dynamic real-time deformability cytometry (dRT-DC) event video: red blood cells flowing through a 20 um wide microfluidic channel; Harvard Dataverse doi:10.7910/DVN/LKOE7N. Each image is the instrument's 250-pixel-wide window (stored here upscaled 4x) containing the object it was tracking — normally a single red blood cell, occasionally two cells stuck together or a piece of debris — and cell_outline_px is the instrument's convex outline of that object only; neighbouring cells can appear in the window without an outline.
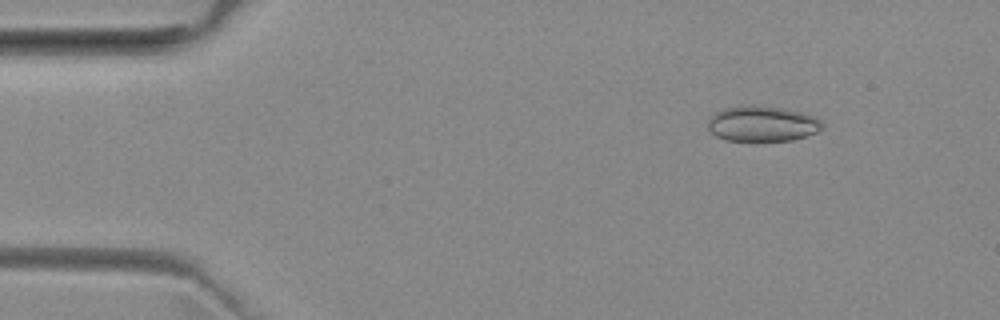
{"species": "common noctule bat (a hibernating species)", "species_latin": "Nyctalus noctula", "temperature_condition": "room temperature", "stored_images_in_passage": 52, "camera_frame_rate_fps": 3000, "um_per_image_px": 0.085, "animal": {"sex": "female", "body_mass_g": 29.2, "forearm_length_mm": 56.3}, "frame": {"image": 1, "passage_image": 6, "time_ms": 1.667, "image_size_px": [1000, 320], "cell_outline_px": [[824, 124], [816, 132], [808, 136], [792, 140], [756, 144], [752, 144], [724, 140], [716, 136], [708, 128], [708, 120], [716, 112], [724, 108], [744, 104], [768, 104], [816, 116]], "centroid_in_image_um": [64.78, 10.54], "position_along_channel_um": 20.2, "area_um2": 25.03}}
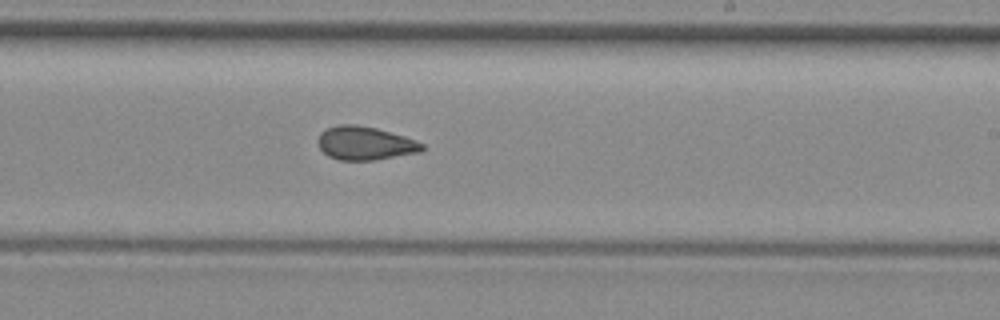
{"frame": {"image": 2, "passage_image": 31, "time_ms": 10.0, "image_size_px": [1000, 320], "cell_outline_px": [[424, 148], [420, 152], [376, 160], [340, 160], [328, 156], [320, 148], [316, 140], [320, 132], [328, 128], [340, 124], [356, 124], [376, 128], [404, 136], [416, 140], [424, 144]], "centroid_in_image_um": [31.02, 12.17], "position_along_channel_um": 258.0, "area_um2": 20.4}}
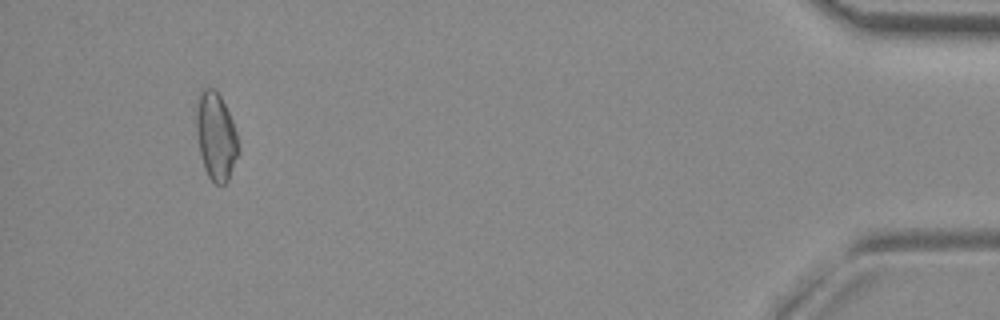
{"frame": {"image": 3, "passage_image": 49, "time_ms": 16.0, "image_size_px": [1000, 320], "cell_outline_px": [[240, 152], [228, 180], [224, 184], [216, 184], [208, 176], [204, 168], [200, 152], [196, 132], [196, 112], [200, 92], [204, 88], [212, 88], [220, 96], [232, 120], [240, 144]], "centroid_in_image_um": [18.37, 11.62], "position_along_channel_um": 416.8, "area_um2": 21.44}, "authors_computed_cell_mechanics": {"area_um2": 20.808, "velocity_mm_per_s": 3.9175, "shape_relaxation_time_tau1_ms": 4.8274, "shape_relaxation_time_tau2_ms": 2.4792, "deformation_change_tau1": 0.0897, "deformation_change_tau2": 0.0872}}